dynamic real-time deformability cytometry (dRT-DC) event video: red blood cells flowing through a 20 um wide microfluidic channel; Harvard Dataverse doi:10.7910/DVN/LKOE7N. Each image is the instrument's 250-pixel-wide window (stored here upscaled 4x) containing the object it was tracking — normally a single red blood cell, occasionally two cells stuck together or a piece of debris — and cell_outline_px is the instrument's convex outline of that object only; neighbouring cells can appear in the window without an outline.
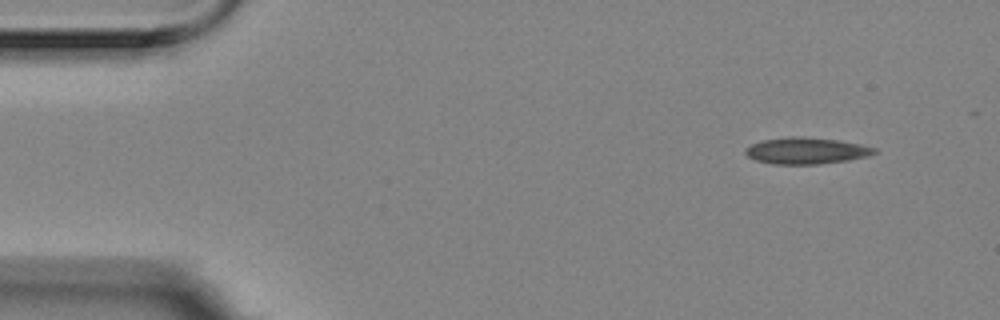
{"species": "Egyptian fruit bat (a non-hibernating species)", "species_latin": "Rousettus aegyptiacus", "temperature_condition": "room temperature", "stored_images_in_passage": 46, "camera_frame_rate_fps": 3000, "um_per_image_px": 0.085, "animal": {"sex": "female"}, "frame": {"image": 1, "passage_image": 1, "time_ms": 0.0, "image_size_px": [1000, 320], "cell_outline_px": [[876, 152], [868, 156], [848, 160], [820, 164], [772, 164], [756, 160], [748, 156], [744, 152], [744, 148], [752, 144], [764, 140], [792, 136], [800, 136], [840, 140], [860, 144], [876, 148]], "centroid_in_image_um": [68.53, 12.81], "position_along_channel_um": 16.5, "area_um2": 19.88}}
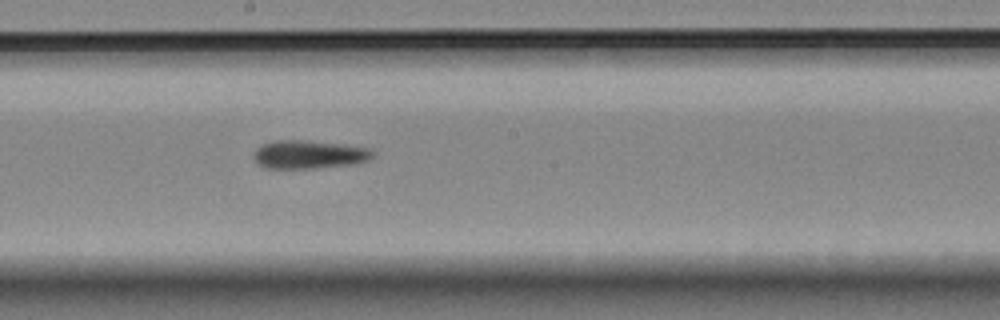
{"frame": {"image": 2, "passage_image": 26, "time_ms": 8.333, "image_size_px": [1000, 320], "cell_outline_px": [[376, 152], [368, 160], [356, 164], [316, 168], [264, 168], [252, 156], [256, 148], [264, 144], [276, 140], [308, 140], [344, 144], [372, 148]], "centroid_in_image_um": [26.32, 13.12], "position_along_channel_um": 221.9, "area_um2": 19.88}}
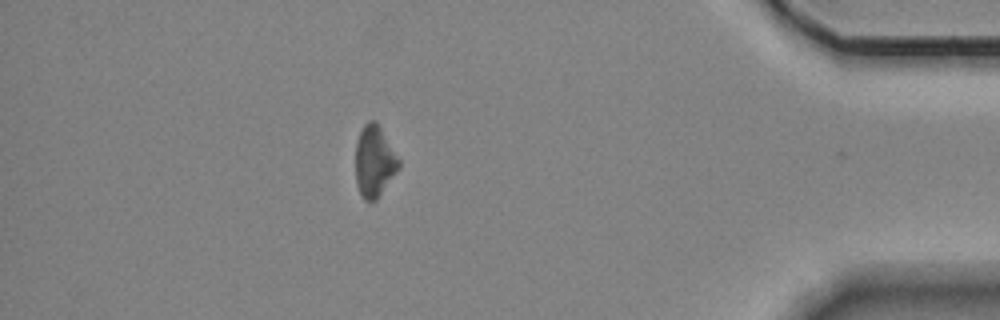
{"frame": {"image": 3, "passage_image": 45, "time_ms": 14.667, "image_size_px": [1000, 320], "cell_outline_px": [[400, 168], [376, 200], [372, 204], [364, 200], [360, 196], [356, 184], [356, 140], [364, 124], [368, 120], [376, 120], [400, 160]], "centroid_in_image_um": [31.81, 13.75], "position_along_channel_um": 403.4, "area_um2": 18.26}}